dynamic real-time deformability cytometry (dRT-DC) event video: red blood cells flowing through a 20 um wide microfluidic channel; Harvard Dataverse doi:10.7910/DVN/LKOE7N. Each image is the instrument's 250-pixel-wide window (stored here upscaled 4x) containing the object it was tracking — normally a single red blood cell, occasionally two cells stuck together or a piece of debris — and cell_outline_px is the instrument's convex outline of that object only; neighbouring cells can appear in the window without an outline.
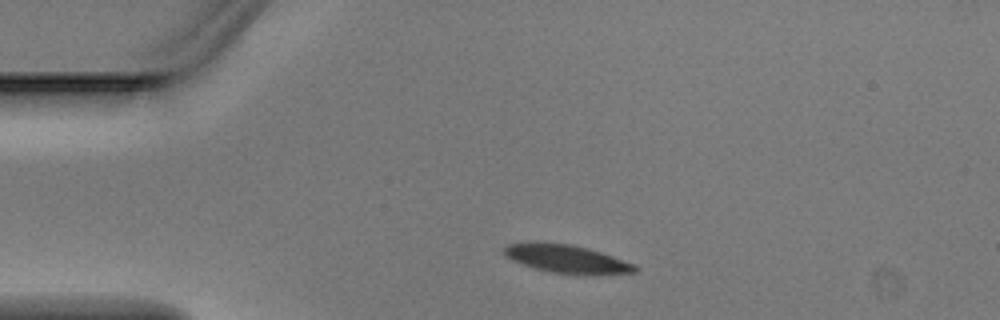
{"species": "Egyptian fruit bat (a non-hibernating species)", "species_latin": "Rousettus aegyptiacus", "temperature_condition": "warm", "stored_images_in_passage": 3, "camera_frame_rate_fps": 3000, "um_per_image_px": 0.085, "animal": {"sex": "male"}, "frame": {"image": 1, "passage_image": 1, "time_ms": 0.0, "image_size_px": [1000, 320], "cell_outline_px": [[640, 268], [636, 272], [552, 272], [532, 268], [512, 260], [504, 252], [504, 248], [508, 244], [568, 244], [588, 248], [636, 264]], "centroid_in_image_um": [48.17, 21.99], "position_along_channel_um": 36.8, "area_um2": 19.94}}
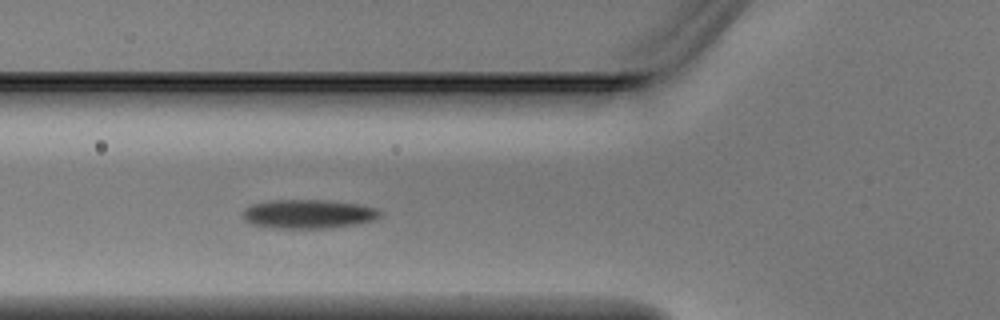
{"frame": {"image": 2, "passage_image": 3, "time_ms": 0.667, "image_size_px": [1000, 320], "cell_outline_px": [[380, 216], [372, 220], [356, 224], [328, 228], [276, 228], [252, 224], [244, 220], [244, 208], [252, 204], [272, 200], [324, 200], [360, 204], [376, 208], [380, 212]], "centroid_in_image_um": [26.2, 18.18], "position_along_channel_um": 99.6, "area_um2": 23.0}}